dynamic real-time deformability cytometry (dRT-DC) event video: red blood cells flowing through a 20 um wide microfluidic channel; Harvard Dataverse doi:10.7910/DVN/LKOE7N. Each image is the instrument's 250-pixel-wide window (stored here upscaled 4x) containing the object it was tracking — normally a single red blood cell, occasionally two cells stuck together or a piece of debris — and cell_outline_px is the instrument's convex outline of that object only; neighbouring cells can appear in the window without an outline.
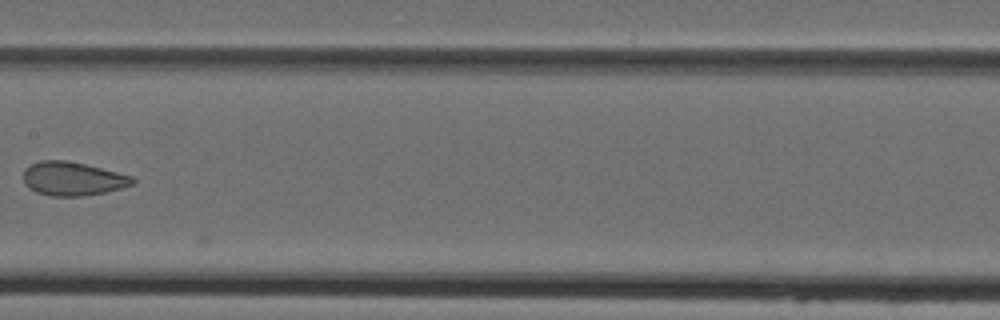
{"species": "Egyptian fruit bat (a non-hibernating species)", "species_latin": "Rousettus aegyptiacus", "temperature_condition": "cold", "stored_images_in_passage": 5, "camera_frame_rate_fps": 3000, "um_per_image_px": 0.085, "animal": {"sex": "female"}, "frame": {"image": 1, "passage_image": 5, "time_ms": 5.333, "image_size_px": [1000, 320], "cell_outline_px": [[136, 184], [104, 192], [84, 196], [52, 196], [36, 192], [28, 188], [24, 184], [24, 168], [40, 160], [64, 160], [84, 164], [132, 176], [136, 180]], "centroid_in_image_um": [6.16, 15.2], "position_along_channel_um": 201.2, "area_um2": 21.39}}